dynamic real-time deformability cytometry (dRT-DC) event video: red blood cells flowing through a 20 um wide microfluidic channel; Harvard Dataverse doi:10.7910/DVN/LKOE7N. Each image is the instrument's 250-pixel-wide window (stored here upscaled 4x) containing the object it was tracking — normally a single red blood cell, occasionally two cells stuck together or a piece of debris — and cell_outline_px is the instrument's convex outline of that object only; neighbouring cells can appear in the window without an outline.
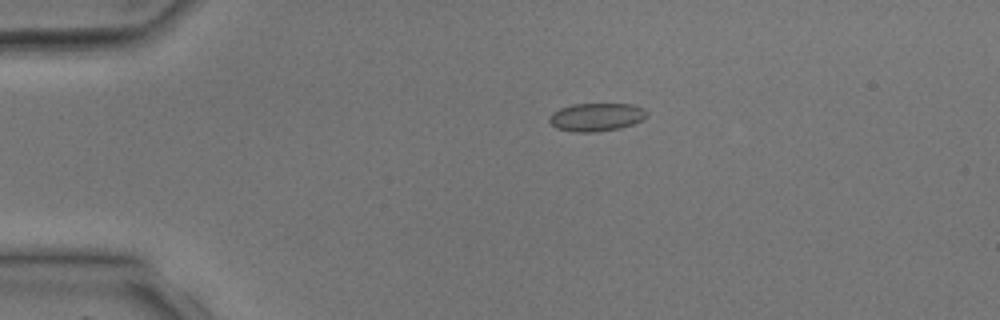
{"species": "common noctule bat (a hibernating species)", "species_latin": "Nyctalus noctula", "temperature_condition": "room temperature", "stored_images_in_passage": 4, "camera_frame_rate_fps": 3000, "um_per_image_px": 0.085, "animal": {"sex": "male", "body_mass_g": 17.9, "forearm_length_mm": 54.2}, "frame": {"image": 1, "passage_image": 3, "time_ms": 2.333, "image_size_px": [1000, 320], "cell_outline_px": [[648, 116], [632, 124], [620, 128], [596, 132], [572, 132], [556, 128], [548, 120], [548, 116], [552, 112], [560, 108], [572, 104], [632, 104], [644, 108], [648, 112]], "centroid_in_image_um": [50.67, 9.95], "position_along_channel_um": 34.3, "area_um2": 16.13}}